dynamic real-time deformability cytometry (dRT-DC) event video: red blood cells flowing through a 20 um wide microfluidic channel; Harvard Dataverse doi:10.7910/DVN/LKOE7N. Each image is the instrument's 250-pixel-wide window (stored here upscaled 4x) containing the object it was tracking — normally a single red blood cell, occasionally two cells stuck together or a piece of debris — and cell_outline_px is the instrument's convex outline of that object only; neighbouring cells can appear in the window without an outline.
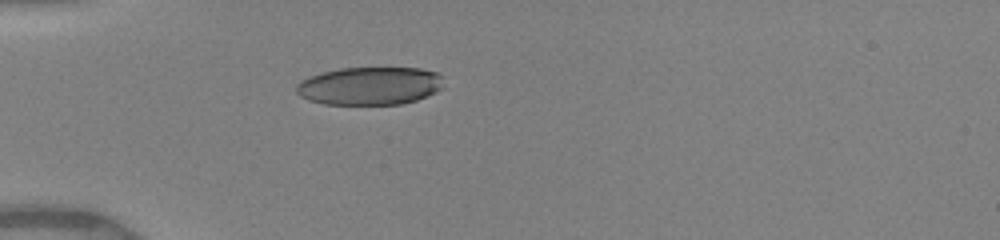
{"species": "human", "species_latin": "Homo sapiens", "temperature_condition": "warm", "stored_images_in_passage": 52, "camera_frame_rate_fps": 3000, "um_per_image_px": 0.085, "donor": {"sex": "female"}, "frame": {"image": 1, "passage_image": 1, "time_ms": 0.0, "image_size_px": [1000, 240], "cell_outline_px": [[444, 88], [436, 92], [416, 100], [400, 104], [324, 104], [308, 100], [300, 96], [296, 92], [296, 84], [300, 80], [324, 72], [340, 68], [420, 68], [436, 72], [440, 76]], "centroid_in_image_um": [31.43, 7.3], "position_along_channel_um": 53.6, "area_um2": 32.6}}
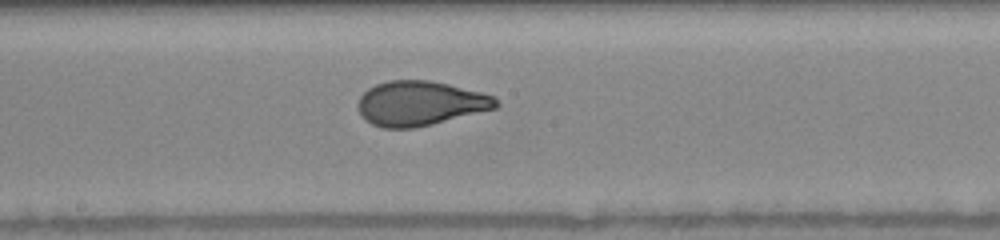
{"frame": {"image": 2, "passage_image": 19, "time_ms": 4.333, "image_size_px": [1000, 240], "cell_outline_px": [[500, 104], [496, 108], [416, 128], [384, 128], [372, 124], [364, 120], [356, 104], [360, 96], [368, 88], [376, 84], [388, 80], [428, 80], [448, 84], [496, 96]], "centroid_in_image_um": [35.69, 8.78], "position_along_channel_um": 212.5, "area_um2": 35.95}}
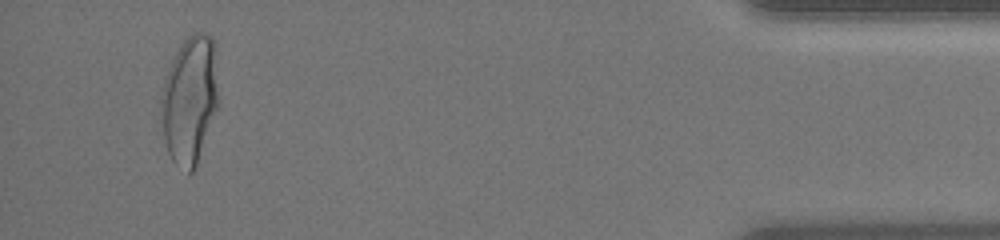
{"frame": {"image": 3, "passage_image": 49, "time_ms": 11.0, "image_size_px": [1000, 240], "cell_outline_px": [[216, 108], [196, 168], [192, 172], [188, 172], [176, 164], [172, 160], [168, 152], [164, 136], [160, 100], [160, 96], [164, 80], [168, 68], [180, 44], [192, 32], [204, 32], [212, 36], [216, 44]], "centroid_in_image_um": [16.11, 8.43], "position_along_channel_um": 419.1, "area_um2": 42.43}, "authors_computed_cell_mechanics": {"area_um2": 35.9227, "velocity_mm_per_s": 3.9892, "shape_relaxation_time_tau1_ms": 5.6299, "shape_relaxation_time_tau2_ms": null, "deformation_change_tau1": 0.2139, "deformation_change_tau2": null}}